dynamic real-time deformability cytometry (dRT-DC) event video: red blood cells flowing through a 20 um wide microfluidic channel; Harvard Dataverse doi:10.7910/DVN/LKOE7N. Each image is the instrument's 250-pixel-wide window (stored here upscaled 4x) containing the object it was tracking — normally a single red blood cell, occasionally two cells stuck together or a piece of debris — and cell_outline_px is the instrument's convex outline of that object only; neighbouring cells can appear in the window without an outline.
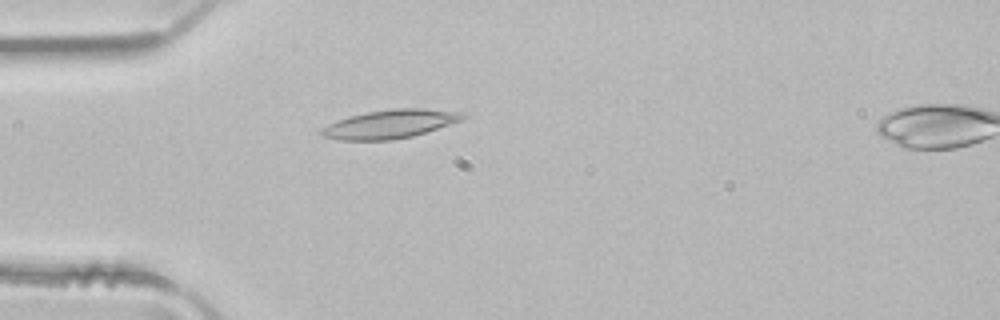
{"species": "common noctule bat (a hibernating species)", "species_latin": "Nyctalus noctula", "temperature_condition": "room temperature", "stored_images_in_passage": 3, "segment_of_instrument_passage": [1, 2], "camera_frame_rate_fps": 3000, "um_per_image_px": 0.085, "animal": {"sex": "male", "body_mass_g": 21.5, "forearm_length_mm": 52.0}, "frame": {"image": 1, "passage_image": 2, "time_ms": 0.333, "image_size_px": [1000, 320], "cell_outline_px": [[472, 112], [464, 120], [412, 136], [392, 140], [340, 140], [324, 136], [320, 132], [328, 124], [336, 120], [348, 116], [368, 112], [392, 108], [424, 108]], "centroid_in_image_um": [33.27, 10.52], "position_along_channel_um": 51.7, "area_um2": 23.81}}